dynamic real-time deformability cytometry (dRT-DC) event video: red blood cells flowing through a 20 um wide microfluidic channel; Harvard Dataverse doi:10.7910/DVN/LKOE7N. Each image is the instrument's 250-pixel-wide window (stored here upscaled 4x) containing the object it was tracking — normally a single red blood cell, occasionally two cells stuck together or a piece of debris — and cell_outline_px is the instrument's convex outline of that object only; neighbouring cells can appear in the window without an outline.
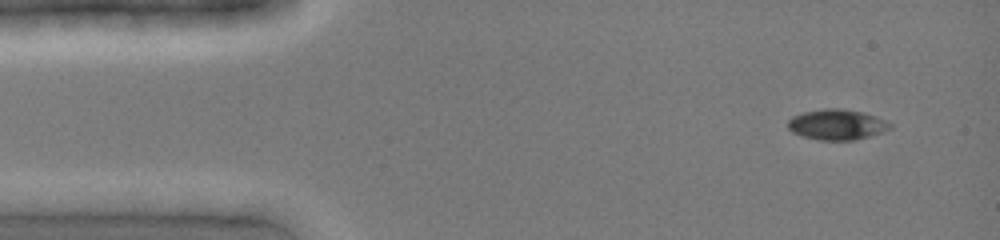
{"species": "common noctule bat (a hibernating species)", "species_latin": "Nyctalus noctula", "temperature_condition": "cold", "stored_images_in_passage": 20, "camera_frame_rate_fps": 3000, "um_per_image_px": 0.085, "animal": {"sex": "female", "body_mass_g": 19.0, "forearm_length_mm": 51.5}, "frame": {"image": 1, "passage_image": 1, "time_ms": 0.0, "image_size_px": [1000, 240], "cell_outline_px": [[892, 128], [868, 136], [852, 140], [820, 140], [804, 136], [792, 132], [788, 128], [788, 120], [792, 116], [804, 112], [824, 108], [840, 108], [864, 112], [876, 116], [892, 124]], "centroid_in_image_um": [71.13, 10.57], "position_along_channel_um": 13.9, "area_um2": 18.03}}
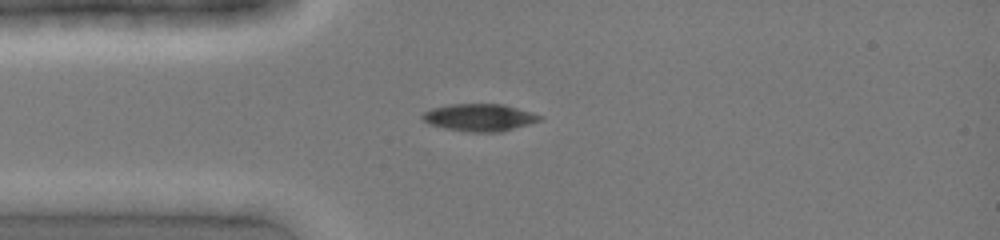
{"frame": {"image": 2, "passage_image": 8, "time_ms": 2.333, "image_size_px": [1000, 240], "cell_outline_px": [[544, 120], [500, 132], [468, 132], [444, 128], [428, 124], [420, 116], [424, 112], [432, 108], [448, 104], [504, 104], [544, 116]], "centroid_in_image_um": [40.77, 9.99], "position_along_channel_um": 44.2, "area_um2": 18.84}}